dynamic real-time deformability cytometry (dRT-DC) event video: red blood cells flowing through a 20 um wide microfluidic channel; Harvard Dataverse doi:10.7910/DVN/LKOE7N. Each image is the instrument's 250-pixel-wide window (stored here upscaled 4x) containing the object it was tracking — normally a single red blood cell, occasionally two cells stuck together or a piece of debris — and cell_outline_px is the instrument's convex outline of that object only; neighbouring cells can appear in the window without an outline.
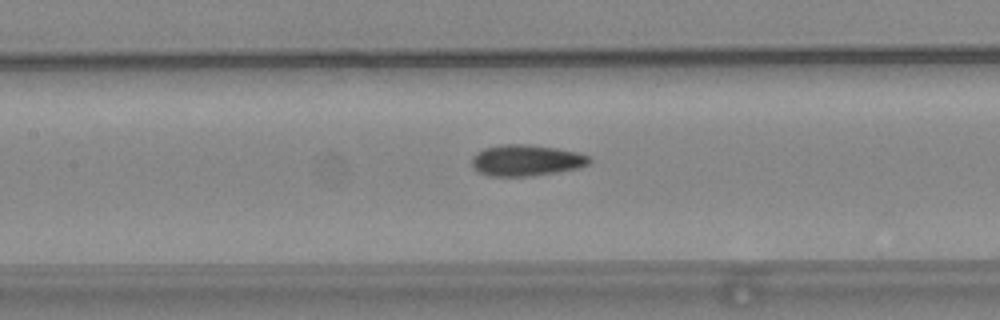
{"species": "common noctule bat (a hibernating species)", "species_latin": "Nyctalus noctula", "temperature_condition": "warm", "stored_images_in_passage": 53, "camera_frame_rate_fps": 3000, "um_per_image_px": 0.085, "animal": {"sex": "female", "body_mass_g": 24.6, "forearm_length_mm": 56.2}, "frame": {"image": 1, "passage_image": 25, "time_ms": 8.0, "image_size_px": [1000, 320], "cell_outline_px": [[592, 160], [588, 164], [580, 168], [532, 176], [488, 176], [472, 168], [472, 156], [476, 152], [484, 148], [500, 144], [528, 144], [556, 148], [580, 152], [592, 156]], "centroid_in_image_um": [44.75, 13.62], "position_along_channel_um": 162.6, "area_um2": 21.73}}
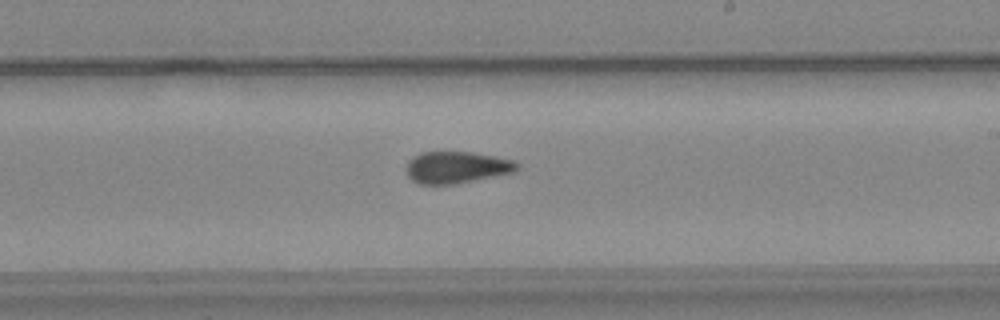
{"frame": {"image": 2, "passage_image": 32, "time_ms": 10.333, "image_size_px": [1000, 320], "cell_outline_px": [[520, 168], [512, 172], [452, 184], [420, 184], [412, 180], [408, 176], [404, 168], [408, 160], [412, 156], [420, 152], [472, 152], [512, 160], [520, 164]], "centroid_in_image_um": [38.74, 14.21], "position_along_channel_um": 250.3, "area_um2": 20.4}}
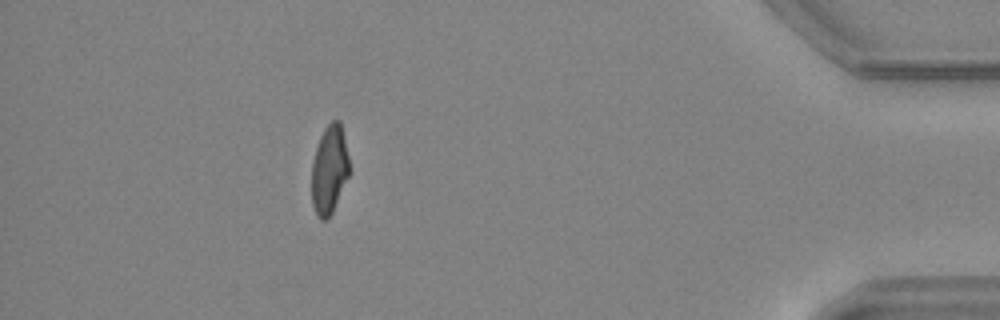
{"frame": {"image": 3, "passage_image": 49, "time_ms": 16.0, "image_size_px": [1000, 320], "cell_outline_px": [[348, 176], [332, 212], [324, 220], [320, 220], [312, 204], [312, 160], [320, 136], [324, 128], [332, 120], [340, 120], [348, 156]], "centroid_in_image_um": [27.97, 14.39], "position_along_channel_um": 407.2, "area_um2": 19.07}}